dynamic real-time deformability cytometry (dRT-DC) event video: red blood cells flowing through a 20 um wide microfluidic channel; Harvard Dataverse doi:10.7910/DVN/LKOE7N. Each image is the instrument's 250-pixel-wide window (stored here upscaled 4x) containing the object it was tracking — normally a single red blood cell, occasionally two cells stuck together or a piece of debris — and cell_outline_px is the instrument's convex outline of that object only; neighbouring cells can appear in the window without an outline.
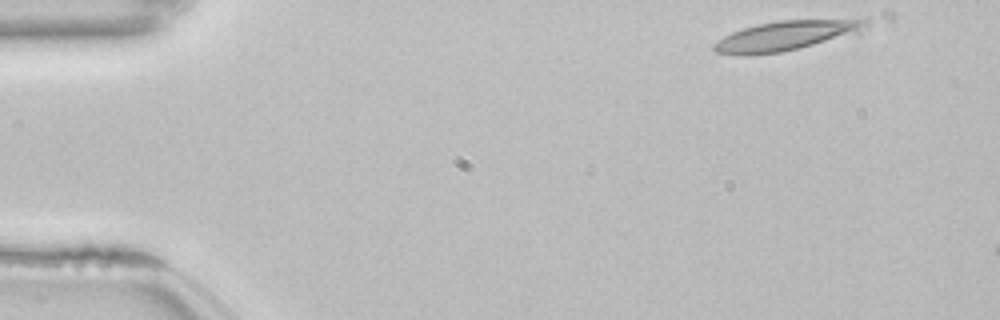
{"species": "common noctule bat (a hibernating species)", "species_latin": "Nyctalus noctula", "temperature_condition": "room temperature", "stored_images_in_passage": 8, "camera_frame_rate_fps": 3000, "um_per_image_px": 0.085, "animal": {"sex": "female", "body_mass_g": 22.7, "forearm_length_mm": 54.2}, "frame": {"image": 1, "passage_image": 1, "time_ms": 0.0, "image_size_px": [1000, 320], "cell_outline_px": [[896, 20], [860, 32], [800, 48], [780, 52], [748, 56], [740, 56], [716, 52], [712, 48], [712, 44], [724, 36], [732, 32], [756, 24], [780, 20], [880, 12], [892, 12], [896, 16]], "centroid_in_image_um": [67.72, 2.82], "position_along_channel_um": 17.3, "area_um2": 30.75}}